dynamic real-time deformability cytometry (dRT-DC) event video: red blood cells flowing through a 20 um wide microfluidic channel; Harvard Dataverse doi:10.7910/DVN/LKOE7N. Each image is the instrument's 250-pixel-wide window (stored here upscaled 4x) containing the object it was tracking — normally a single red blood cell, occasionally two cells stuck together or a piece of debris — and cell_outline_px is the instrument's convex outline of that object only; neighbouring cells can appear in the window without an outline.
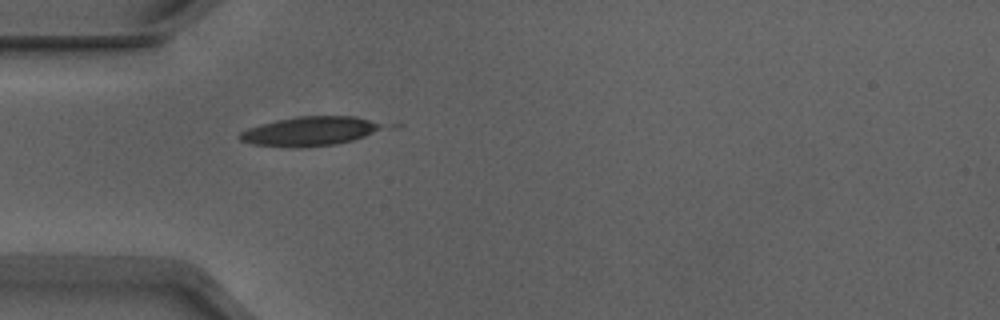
{"species": "Egyptian fruit bat (a non-hibernating species)", "species_latin": "Rousettus aegyptiacus", "temperature_condition": "warm", "stored_images_in_passage": 27, "camera_frame_rate_fps": 3000, "um_per_image_px": 0.085, "animal": {"sex": "male"}, "frame": {"image": 1, "passage_image": 1, "time_ms": 0.0, "image_size_px": [1000, 320], "cell_outline_px": [[380, 128], [364, 136], [352, 140], [336, 144], [252, 144], [240, 140], [236, 136], [240, 132], [248, 128], [260, 124], [276, 120], [296, 116], [356, 116], [380, 124]], "centroid_in_image_um": [26.27, 11.09], "position_along_channel_um": 58.7, "area_um2": 22.77}}
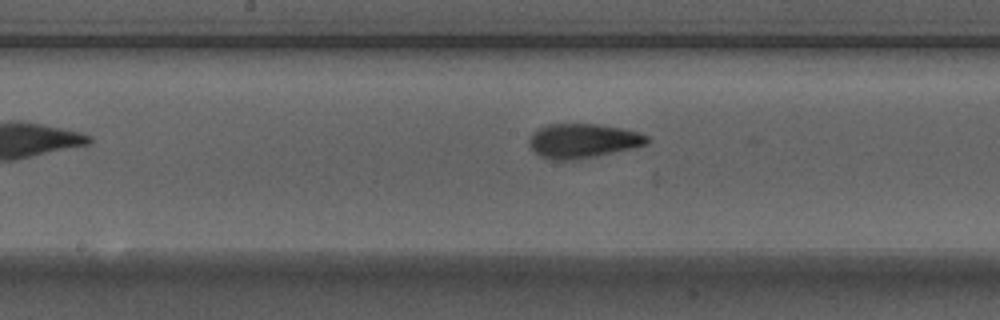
{"frame": {"image": 2, "passage_image": 12, "time_ms": 3.667, "image_size_px": [1000, 320], "cell_outline_px": [[652, 140], [648, 144], [636, 148], [596, 156], [572, 160], [552, 160], [540, 156], [528, 144], [528, 140], [532, 132], [548, 124], [600, 124], [640, 132], [648, 136]], "centroid_in_image_um": [49.59, 11.97], "position_along_channel_um": 198.6, "area_um2": 23.87}}
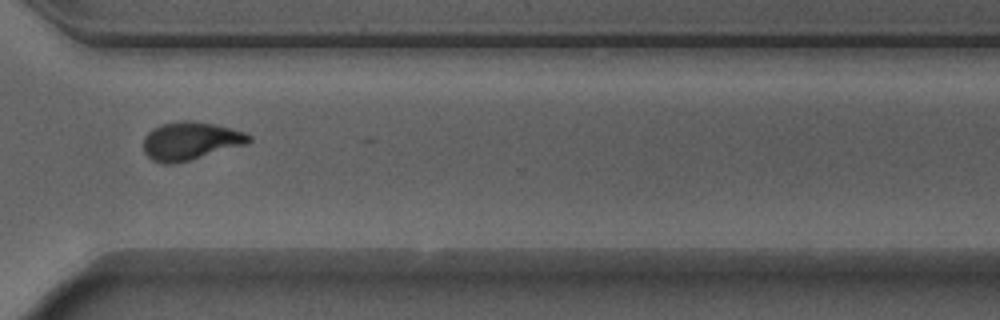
{"frame": {"image": 3, "passage_image": 24, "time_ms": 7.667, "image_size_px": [1000, 320], "cell_outline_px": [[252, 140], [244, 144], [188, 160], [172, 164], [164, 164], [152, 160], [144, 152], [144, 136], [148, 132], [160, 124], [180, 120], [188, 120], [212, 124], [244, 132], [252, 136]], "centroid_in_image_um": [16.13, 11.97], "position_along_channel_um": 354.5, "area_um2": 22.95}, "authors_computed_cell_mechanics": {"area_um2": 23.0044, "velocity_mm_per_s": 3.8938, "shape_relaxation_time_tau1_ms": 4.7733, "shape_relaxation_time_tau2_ms": 1.4717, "deformation_change_tau1": 0.1978, "deformation_change_tau2": 0.0822}}